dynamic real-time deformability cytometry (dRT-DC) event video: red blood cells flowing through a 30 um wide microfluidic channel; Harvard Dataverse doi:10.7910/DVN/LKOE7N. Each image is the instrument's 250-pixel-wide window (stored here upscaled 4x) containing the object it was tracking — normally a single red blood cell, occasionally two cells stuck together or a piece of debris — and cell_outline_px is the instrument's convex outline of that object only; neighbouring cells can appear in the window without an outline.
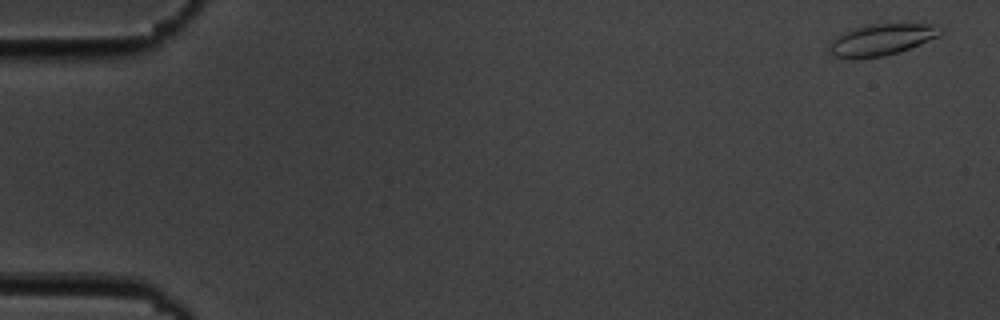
{"species": "common noctule bat (a hibernating species)", "species_latin": "Nyctalus noctula", "temperature_condition": "cold", "stored_images_in_passage": 7, "camera_frame_rate_fps": 3000, "um_per_image_px": 0.085, "animal": {"sex": "male", "body_mass_g": 19.5, "forearm_length_mm": 54.6}, "frame": {"image": 1, "passage_image": 1, "time_ms": 0.0, "image_size_px": [1000, 320], "cell_outline_px": [[944, 32], [940, 36], [900, 52], [884, 56], [852, 60], [832, 56], [828, 48], [828, 40], [844, 32], [864, 24], [932, 24], [944, 28]], "centroid_in_image_um": [74.88, 3.39], "position_along_channel_um": 10.1, "area_um2": 20.98}}
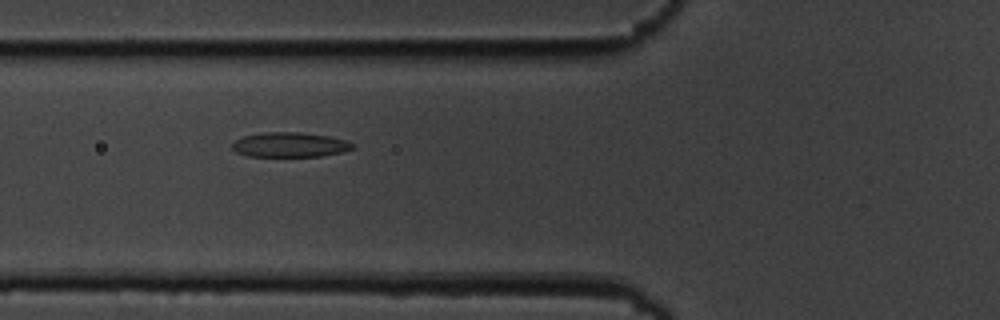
{"frame": {"image": 2, "passage_image": 6, "time_ms": 6.667, "image_size_px": [1000, 320], "cell_outline_px": [[356, 148], [340, 152], [320, 156], [248, 156], [236, 152], [232, 148], [232, 144], [236, 140], [244, 136], [260, 132], [300, 132], [328, 136], [348, 140], [356, 144]], "centroid_in_image_um": [24.67, 12.29], "position_along_channel_um": 101.1, "area_um2": 17.46}}
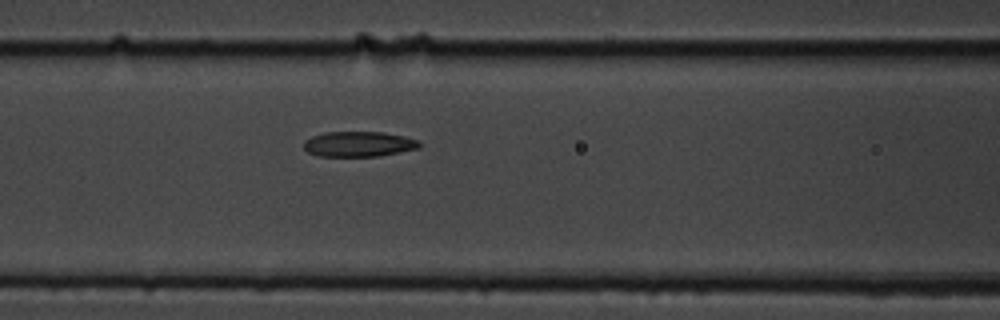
{"frame": {"image": 3, "passage_image": 7, "time_ms": 7.667, "image_size_px": [1000, 320], "cell_outline_px": [[424, 144], [420, 148], [380, 156], [316, 156], [308, 152], [304, 148], [304, 140], [312, 136], [324, 132], [384, 132], [404, 136], [420, 140]], "centroid_in_image_um": [30.54, 12.24], "position_along_channel_um": 136.1, "area_um2": 17.28}}